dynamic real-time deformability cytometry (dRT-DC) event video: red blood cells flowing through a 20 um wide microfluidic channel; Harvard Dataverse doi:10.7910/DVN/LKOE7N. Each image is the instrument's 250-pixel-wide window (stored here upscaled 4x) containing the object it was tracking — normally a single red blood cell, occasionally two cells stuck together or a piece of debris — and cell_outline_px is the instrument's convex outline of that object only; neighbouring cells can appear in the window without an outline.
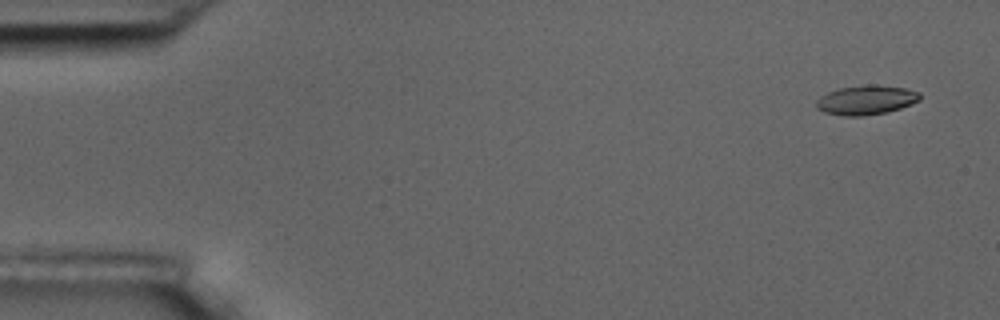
{"species": "common noctule bat (a hibernating species)", "species_latin": "Nyctalus noctula", "temperature_condition": "room temperature", "stored_images_in_passage": 56, "camera_frame_rate_fps": 3000, "um_per_image_px": 0.085, "animal": {"sex": "male", "body_mass_g": 17.5, "forearm_length_mm": 52.3}, "frame": {"image": 1, "passage_image": 3, "time_ms": 0.667, "image_size_px": [1000, 320], "cell_outline_px": [[920, 100], [912, 104], [900, 108], [884, 112], [864, 116], [844, 116], [824, 112], [816, 108], [816, 100], [820, 96], [828, 92], [840, 88], [868, 84], [872, 84], [904, 88], [920, 92]], "centroid_in_image_um": [73.61, 8.5], "position_along_channel_um": 11.4, "area_um2": 17.69}}
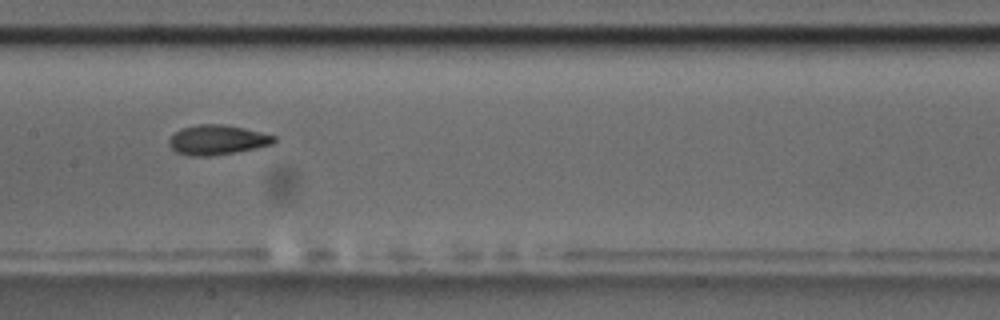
{"frame": {"image": 2, "passage_image": 28, "time_ms": 9.0, "image_size_px": [1000, 320], "cell_outline_px": [[276, 140], [272, 144], [256, 148], [236, 152], [212, 156], [192, 156], [176, 152], [168, 144], [168, 140], [180, 128], [196, 124], [224, 124], [244, 128], [276, 136]], "centroid_in_image_um": [18.45, 11.89], "position_along_channel_um": 188.9, "area_um2": 18.26}}
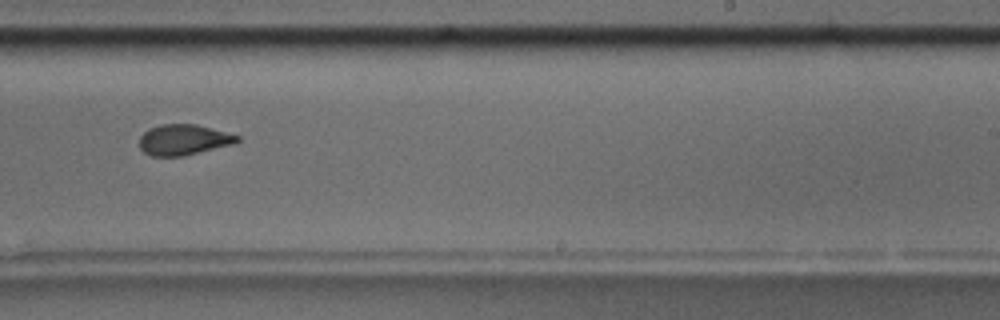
{"frame": {"image": 3, "passage_image": 35, "time_ms": 11.333, "image_size_px": [1000, 320], "cell_outline_px": [[240, 140], [232, 144], [184, 156], [152, 156], [144, 152], [140, 148], [140, 136], [148, 128], [160, 124], [196, 124], [240, 136]], "centroid_in_image_um": [15.58, 11.87], "position_along_channel_um": 273.4, "area_um2": 17.4}, "authors_computed_cell_mechanics": {"area_um2": 17.9469, "velocity_mm_per_s": 3.6314, "shape_relaxation_time_tau1_ms": 4.2096, "shape_relaxation_time_tau2_ms": 2.1106, "deformation_change_tau1": 0.1642, "deformation_change_tau2": 0.0859}}